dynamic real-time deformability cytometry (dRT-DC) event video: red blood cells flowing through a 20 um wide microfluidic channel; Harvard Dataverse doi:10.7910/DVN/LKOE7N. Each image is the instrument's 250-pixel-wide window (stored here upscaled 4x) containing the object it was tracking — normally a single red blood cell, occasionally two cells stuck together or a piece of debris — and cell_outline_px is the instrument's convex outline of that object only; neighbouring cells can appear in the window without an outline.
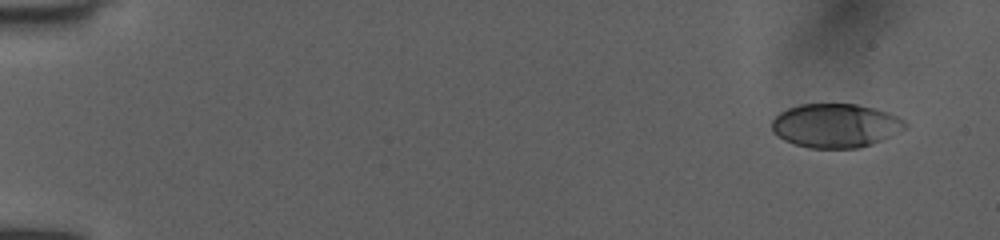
{"species": "human", "species_latin": "Homo sapiens", "temperature_condition": "room temperature", "stored_images_in_passage": 49, "camera_frame_rate_fps": 3000, "um_per_image_px": 0.085, "donor": {"sex": "female"}, "frame": {"image": 1, "passage_image": 1, "time_ms": 0.0, "image_size_px": [1000, 240], "cell_outline_px": [[908, 128], [872, 144], [856, 148], [808, 148], [784, 140], [772, 132], [772, 120], [780, 112], [788, 108], [800, 104], [856, 104], [888, 112], [904, 120], [908, 124]], "centroid_in_image_um": [71.02, 10.67], "position_along_channel_um": 14.0, "area_um2": 34.1}}
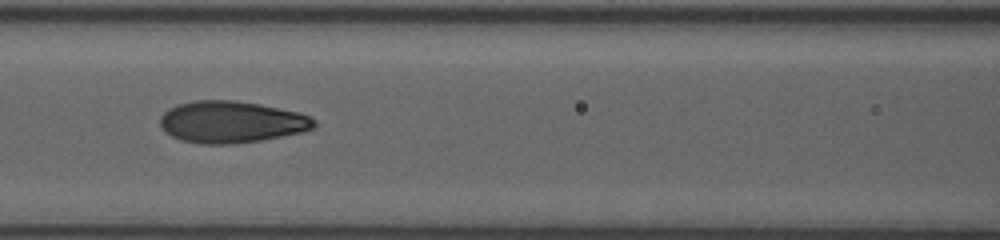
{"frame": {"image": 2, "passage_image": 22, "time_ms": 7.0, "image_size_px": [1000, 240], "cell_outline_px": [[316, 128], [304, 132], [260, 140], [232, 144], [200, 144], [180, 140], [164, 132], [160, 124], [160, 116], [168, 108], [176, 104], [196, 100], [236, 100], [260, 104], [300, 112], [316, 120]], "centroid_in_image_um": [19.67, 10.36], "position_along_channel_um": 146.9, "area_um2": 37.92}}
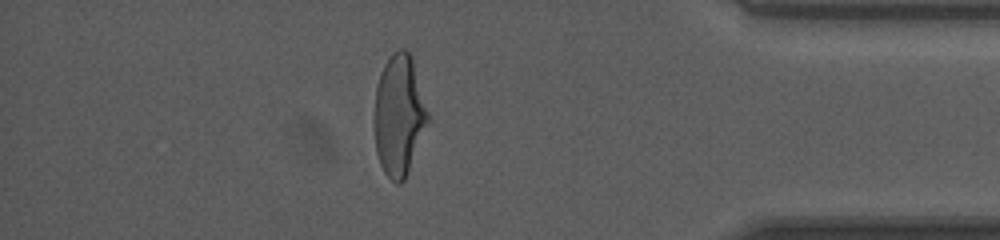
{"frame": {"image": 3, "passage_image": 43, "time_ms": 14.0, "image_size_px": [1000, 240], "cell_outline_px": [[428, 120], [404, 180], [400, 184], [396, 184], [384, 172], [380, 164], [376, 152], [376, 88], [384, 64], [392, 52], [400, 48], [404, 48], [412, 56], [428, 112]], "centroid_in_image_um": [33.92, 9.76], "position_along_channel_um": 401.3, "area_um2": 36.7}, "authors_computed_cell_mechanics": {"area_um2": 36.3562, "velocity_mm_per_s": 4.0429, "shape_relaxation_time_tau1_ms": 4.397, "shape_relaxation_time_tau2_ms": 0.8279, "deformation_change_tau1": 0.1771, "deformation_change_tau2": 0.0596}}